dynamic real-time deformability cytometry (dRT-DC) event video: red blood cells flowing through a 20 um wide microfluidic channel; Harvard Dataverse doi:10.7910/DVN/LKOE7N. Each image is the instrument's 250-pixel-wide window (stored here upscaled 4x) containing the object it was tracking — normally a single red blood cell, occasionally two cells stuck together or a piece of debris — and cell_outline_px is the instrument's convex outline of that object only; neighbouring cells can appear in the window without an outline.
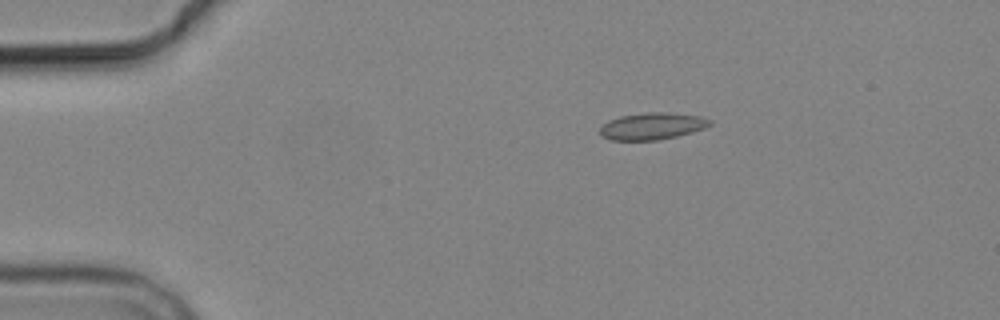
{"species": "common noctule bat (a hibernating species)", "species_latin": "Nyctalus noctula", "temperature_condition": "cold", "stored_images_in_passage": 6, "camera_frame_rate_fps": 3000, "um_per_image_px": 0.085, "animal": {"sex": "male", "body_mass_g": 19.2, "forearm_length_mm": 51.8}, "frame": {"image": 1, "passage_image": 3, "time_ms": 3.0, "image_size_px": [1000, 320], "cell_outline_px": [[712, 124], [704, 128], [692, 132], [676, 136], [656, 140], [612, 140], [604, 136], [600, 132], [600, 128], [608, 120], [620, 116], [648, 112], [668, 112], [700, 116], [712, 120]], "centroid_in_image_um": [55.46, 10.71], "position_along_channel_um": 29.5, "area_um2": 17.11}}
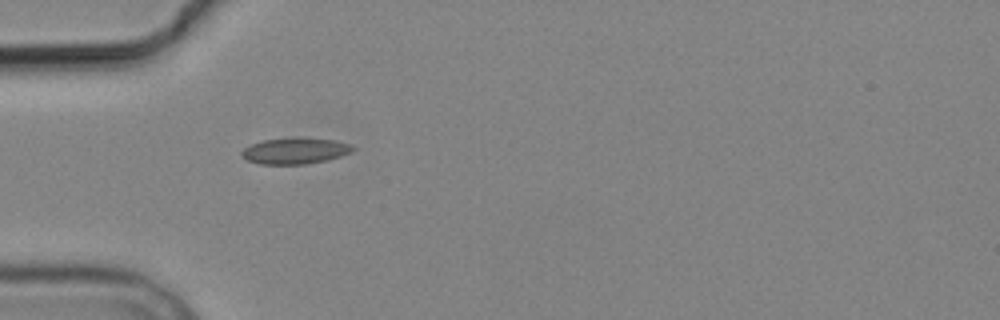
{"frame": {"image": 2, "passage_image": 5, "time_ms": 5.333, "image_size_px": [1000, 320], "cell_outline_px": [[356, 148], [352, 152], [340, 156], [324, 160], [304, 164], [260, 164], [248, 160], [240, 156], [240, 152], [244, 148], [252, 144], [264, 140], [300, 136], [336, 140], [352, 144]], "centroid_in_image_um": [25.1, 12.8], "position_along_channel_um": 59.9, "area_um2": 17.17}}
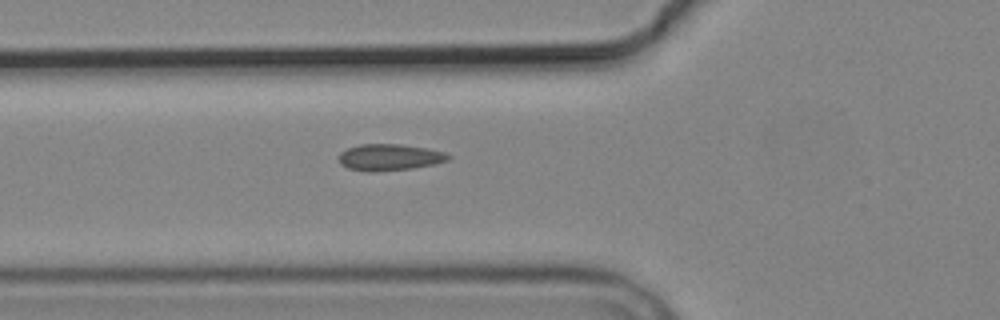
{"frame": {"image": 3, "passage_image": 6, "time_ms": 6.333, "image_size_px": [1000, 320], "cell_outline_px": [[452, 156], [448, 160], [436, 164], [412, 168], [376, 172], [364, 172], [348, 168], [340, 164], [340, 152], [348, 148], [360, 144], [400, 144], [428, 148], [444, 152]], "centroid_in_image_um": [33.12, 13.37], "position_along_channel_um": 92.7, "area_um2": 17.05}}